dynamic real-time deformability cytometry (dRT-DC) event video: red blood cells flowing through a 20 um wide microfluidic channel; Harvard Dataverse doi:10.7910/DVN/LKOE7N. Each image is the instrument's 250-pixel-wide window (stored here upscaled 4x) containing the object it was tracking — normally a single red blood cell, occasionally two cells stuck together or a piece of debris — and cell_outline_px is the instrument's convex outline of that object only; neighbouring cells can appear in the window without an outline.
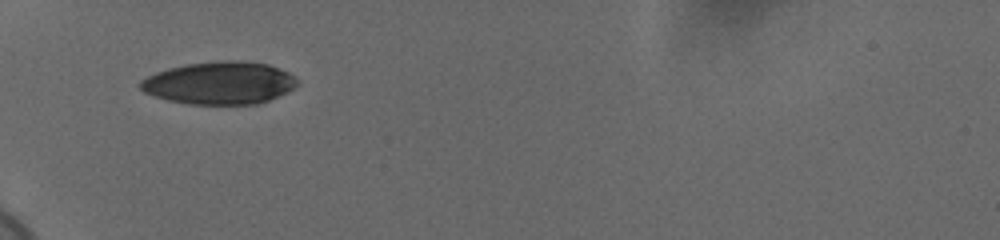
{"species": "human", "species_latin": "Homo sapiens", "temperature_condition": "cold", "stored_images_in_passage": 2, "camera_frame_rate_fps": 3000, "um_per_image_px": 0.085, "donor": {"sex": "female"}, "frame": {"image": 1, "passage_image": 1, "time_ms": 0.0, "image_size_px": [1000, 240], "cell_outline_px": [[300, 84], [296, 88], [268, 100], [256, 104], [192, 104], [168, 100], [144, 92], [140, 88], [140, 80], [156, 72], [168, 68], [188, 64], [224, 60], [244, 60], [268, 64], [280, 68], [288, 72], [300, 80]], "centroid_in_image_um": [18.72, 7.04], "position_along_channel_um": 66.3, "area_um2": 39.07}}